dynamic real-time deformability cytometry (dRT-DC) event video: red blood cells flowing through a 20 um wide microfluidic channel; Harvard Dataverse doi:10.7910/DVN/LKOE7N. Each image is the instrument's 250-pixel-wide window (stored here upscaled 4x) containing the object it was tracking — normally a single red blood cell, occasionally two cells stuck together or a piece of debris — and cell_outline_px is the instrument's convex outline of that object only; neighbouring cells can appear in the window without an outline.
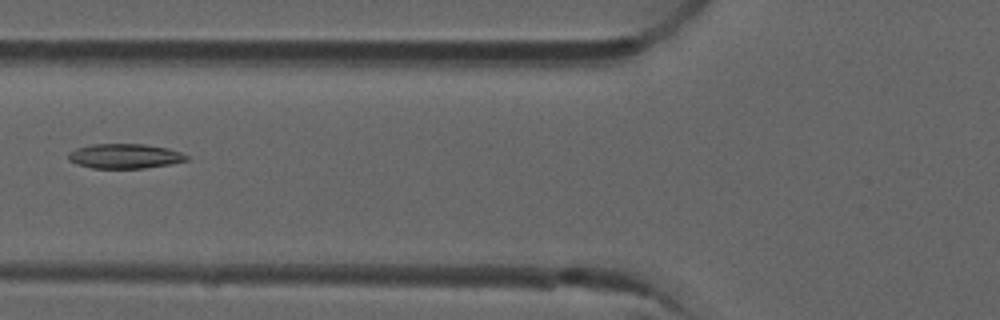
{"species": "common noctule bat (a hibernating species)", "species_latin": "Nyctalus noctula", "temperature_condition": "room temperature", "stored_images_in_passage": 4, "camera_frame_rate_fps": 3000, "um_per_image_px": 0.085, "animal": {"sex": "male", "forearm_length_mm": 52.5}, "frame": {"image": 1, "passage_image": 4, "time_ms": 1.0, "image_size_px": [1000, 320], "cell_outline_px": [[188, 160], [168, 164], [144, 168], [92, 168], [76, 164], [68, 160], [68, 152], [76, 148], [92, 144], [144, 144], [168, 148], [180, 152], [188, 156]], "centroid_in_image_um": [10.57, 13.26], "position_along_channel_um": 115.2, "area_um2": 16.99}}